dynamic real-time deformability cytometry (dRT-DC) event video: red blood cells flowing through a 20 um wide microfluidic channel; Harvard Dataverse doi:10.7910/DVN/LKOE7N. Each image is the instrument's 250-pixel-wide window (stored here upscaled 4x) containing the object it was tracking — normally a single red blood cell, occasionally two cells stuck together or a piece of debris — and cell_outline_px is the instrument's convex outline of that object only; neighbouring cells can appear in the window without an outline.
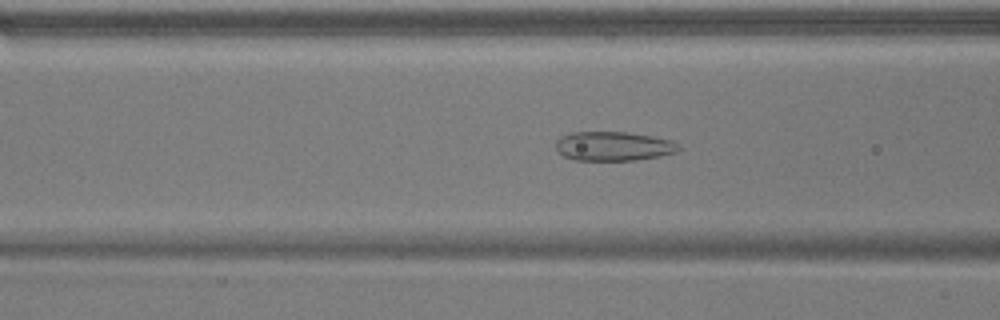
{"species": "common noctule bat (a hibernating species)", "species_latin": "Nyctalus noctula", "temperature_condition": "warm", "stored_images_in_passage": 36, "camera_frame_rate_fps": 3000, "um_per_image_px": 0.085, "animal": {"sex": "male", "body_mass_g": 17.9}, "frame": {"image": 1, "passage_image": 16, "time_ms": 5.0, "image_size_px": [1000, 320], "cell_outline_px": [[680, 148], [676, 152], [660, 156], [636, 160], [576, 160], [564, 156], [556, 148], [556, 140], [560, 136], [572, 132], [624, 132], [652, 136], [672, 140], [680, 144]], "centroid_in_image_um": [52.16, 12.42], "position_along_channel_um": 114.4, "area_um2": 20.92}}
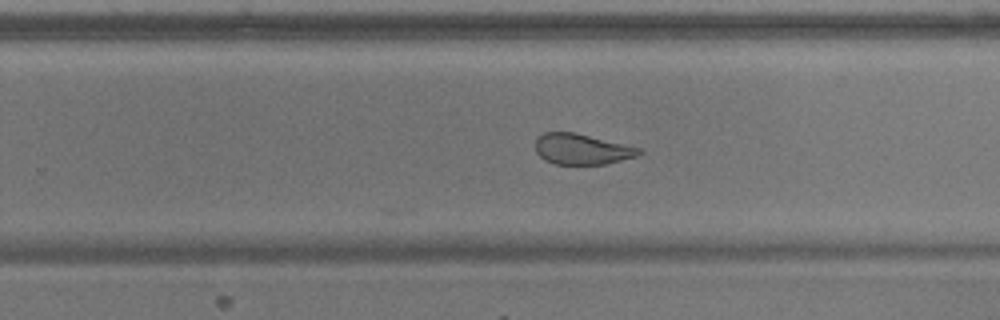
{"frame": {"image": 2, "passage_image": 29, "time_ms": 9.333, "image_size_px": [1000, 320], "cell_outline_px": [[644, 152], [636, 156], [604, 164], [556, 164], [544, 160], [536, 152], [536, 140], [544, 132], [576, 132], [640, 148]], "centroid_in_image_um": [49.45, 12.67], "position_along_channel_um": 280.4, "area_um2": 18.38}}
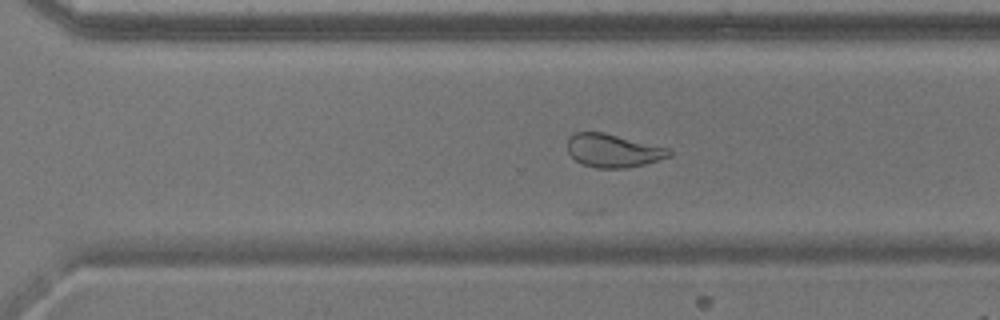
{"frame": {"image": 3, "passage_image": 32, "time_ms": 10.333, "image_size_px": [1000, 320], "cell_outline_px": [[672, 156], [644, 164], [628, 168], [596, 168], [584, 164], [576, 160], [568, 152], [568, 140], [576, 132], [604, 132], [668, 148], [672, 152]], "centroid_in_image_um": [52.14, 12.81], "position_along_channel_um": 318.5, "area_um2": 19.54}}